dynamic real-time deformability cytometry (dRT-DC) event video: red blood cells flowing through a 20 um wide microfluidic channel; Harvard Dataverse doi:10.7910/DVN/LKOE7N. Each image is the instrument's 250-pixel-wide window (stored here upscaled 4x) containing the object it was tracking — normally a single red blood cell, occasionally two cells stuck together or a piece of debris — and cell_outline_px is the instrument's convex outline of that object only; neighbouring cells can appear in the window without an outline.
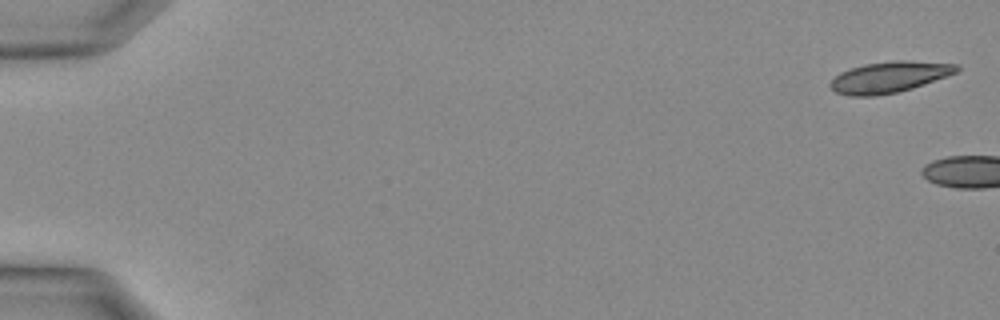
{"species": "Egyptian fruit bat (a non-hibernating species)", "species_latin": "Rousettus aegyptiacus", "temperature_condition": "warm", "stored_images_in_passage": 34, "camera_frame_rate_fps": 3000, "um_per_image_px": 0.085, "animal": {"sex": "female"}, "frame": {"image": 1, "passage_image": 1, "time_ms": 0.0, "image_size_px": [1000, 320], "cell_outline_px": [[960, 68], [956, 72], [948, 76], [912, 88], [896, 92], [872, 96], [848, 96], [836, 92], [828, 84], [840, 72], [864, 64], [896, 60], [904, 60], [960, 64]], "centroid_in_image_um": [75.6, 6.55], "position_along_channel_um": 9.4, "area_um2": 22.77}}